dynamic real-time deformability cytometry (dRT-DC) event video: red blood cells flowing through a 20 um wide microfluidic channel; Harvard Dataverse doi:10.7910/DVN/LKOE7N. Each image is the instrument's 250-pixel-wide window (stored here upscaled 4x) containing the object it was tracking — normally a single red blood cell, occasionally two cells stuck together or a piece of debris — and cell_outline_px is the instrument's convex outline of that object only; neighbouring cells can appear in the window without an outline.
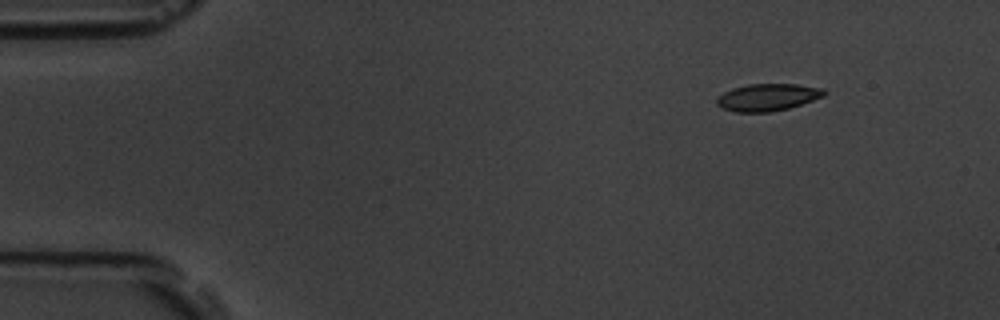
{"species": "common noctule bat (a hibernating species)", "species_latin": "Nyctalus noctula", "temperature_condition": "room temperature", "stored_images_in_passage": 5, "camera_frame_rate_fps": 3000, "um_per_image_px": 0.085, "animal": {"sex": "male", "body_mass_g": 19.5, "forearm_length_mm": 54.6}, "frame": {"image": 1, "passage_image": 1, "time_ms": 0.0, "image_size_px": [1000, 320], "cell_outline_px": [[828, 92], [824, 96], [788, 108], [768, 112], [736, 112], [724, 108], [716, 104], [716, 100], [724, 92], [732, 88], [748, 84], [796, 84], [824, 88]], "centroid_in_image_um": [65.27, 8.25], "position_along_channel_um": 19.7, "area_um2": 16.88}}
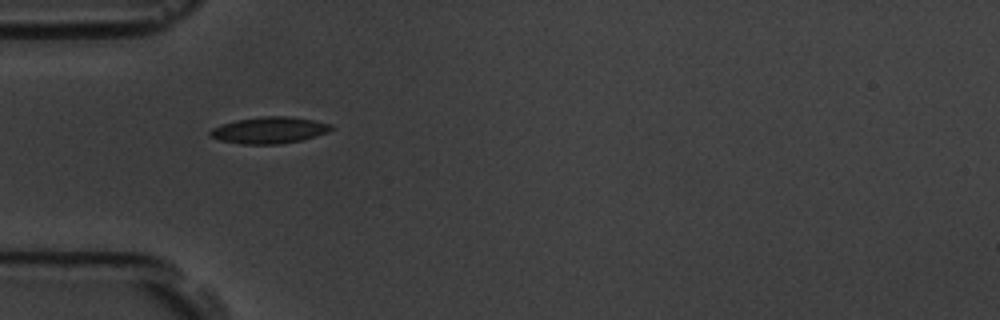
{"frame": {"image": 2, "passage_image": 4, "time_ms": 3.667, "image_size_px": [1000, 320], "cell_outline_px": [[336, 128], [328, 132], [316, 136], [300, 140], [276, 144], [240, 144], [220, 140], [208, 136], [208, 132], [212, 128], [236, 120], [264, 116], [288, 116], [312, 120], [332, 124]], "centroid_in_image_um": [22.9, 11.06], "position_along_channel_um": 62.1, "area_um2": 18.67}}
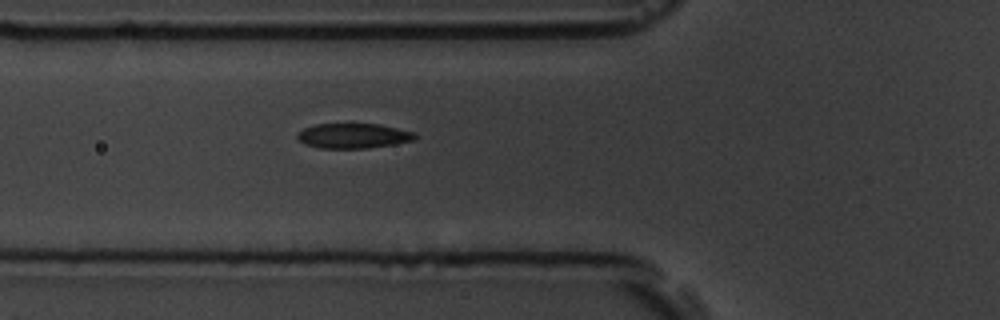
{"frame": {"image": 3, "passage_image": 5, "time_ms": 4.667, "image_size_px": [1000, 320], "cell_outline_px": [[416, 136], [412, 140], [392, 144], [368, 148], [320, 148], [304, 144], [296, 136], [304, 128], [316, 124], [380, 124], [416, 132]], "centroid_in_image_um": [30.03, 11.54], "position_along_channel_um": 95.8, "area_um2": 16.94}}